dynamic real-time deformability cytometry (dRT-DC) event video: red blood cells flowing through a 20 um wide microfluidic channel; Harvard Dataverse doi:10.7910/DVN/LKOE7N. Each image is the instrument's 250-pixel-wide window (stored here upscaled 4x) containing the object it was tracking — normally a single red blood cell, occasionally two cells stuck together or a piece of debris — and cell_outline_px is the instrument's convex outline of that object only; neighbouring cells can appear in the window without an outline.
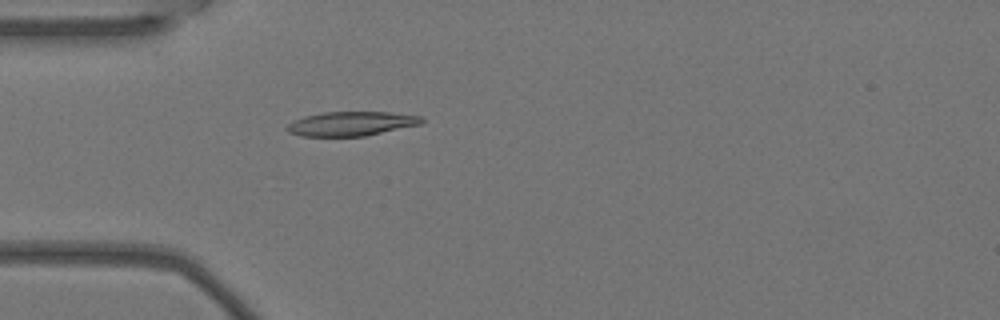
{"species": "Egyptian fruit bat (a non-hibernating species)", "species_latin": "Rousettus aegyptiacus", "temperature_condition": "warm", "stored_images_in_passage": 3, "camera_frame_rate_fps": 3000, "um_per_image_px": 0.085, "animal": {"sex": "female"}, "frame": {"image": 1, "passage_image": 3, "time_ms": 0.667, "image_size_px": [1000, 320], "cell_outline_px": [[424, 120], [420, 124], [364, 136], [300, 136], [288, 132], [284, 128], [292, 120], [304, 116], [324, 112], [388, 112], [424, 116]], "centroid_in_image_um": [29.81, 10.51], "position_along_channel_um": 55.2, "area_um2": 19.07}}